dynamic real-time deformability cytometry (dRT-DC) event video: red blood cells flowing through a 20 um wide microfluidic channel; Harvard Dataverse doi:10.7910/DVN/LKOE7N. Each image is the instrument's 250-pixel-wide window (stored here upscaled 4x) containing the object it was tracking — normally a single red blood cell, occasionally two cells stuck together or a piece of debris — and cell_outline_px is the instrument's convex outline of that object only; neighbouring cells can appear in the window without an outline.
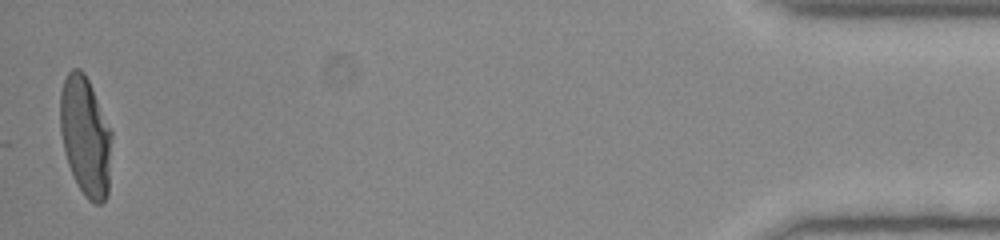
{"species": "human", "species_latin": "Homo sapiens", "temperature_condition": "room temperature", "stored_images_in_passage": 35, "camera_frame_rate_fps": 3000, "um_per_image_px": 0.085, "donor": {"sex": "female"}, "frame": {"image": 1, "passage_image": 35, "time_ms": 11.333, "image_size_px": [1000, 240], "cell_outline_px": [[112, 136], [108, 196], [100, 204], [96, 204], [88, 200], [84, 196], [68, 164], [60, 132], [60, 92], [64, 80], [68, 72], [72, 68], [80, 68], [84, 72], [92, 88], [112, 132]], "centroid_in_image_um": [7.27, 11.58], "position_along_channel_um": 427.9, "area_um2": 35.84}}